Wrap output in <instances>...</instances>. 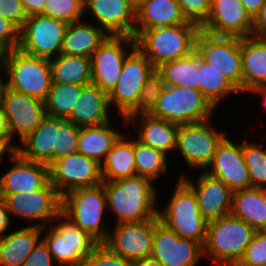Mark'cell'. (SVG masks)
Segmentation results:
<instances>
[{
	"label": "cell",
	"instance_id": "6da1fadb",
	"mask_svg": "<svg viewBox=\"0 0 266 266\" xmlns=\"http://www.w3.org/2000/svg\"><path fill=\"white\" fill-rule=\"evenodd\" d=\"M102 183L107 207L117 216L116 224L136 223L158 216L157 188L150 179L136 175Z\"/></svg>",
	"mask_w": 266,
	"mask_h": 266
},
{
	"label": "cell",
	"instance_id": "7a4b0ae2",
	"mask_svg": "<svg viewBox=\"0 0 266 266\" xmlns=\"http://www.w3.org/2000/svg\"><path fill=\"white\" fill-rule=\"evenodd\" d=\"M200 27L192 22L144 30L135 40L136 47L157 69L166 62L183 58L195 51Z\"/></svg>",
	"mask_w": 266,
	"mask_h": 266
},
{
	"label": "cell",
	"instance_id": "3957f363",
	"mask_svg": "<svg viewBox=\"0 0 266 266\" xmlns=\"http://www.w3.org/2000/svg\"><path fill=\"white\" fill-rule=\"evenodd\" d=\"M246 222L231 214L208 222L203 255L217 266H236L255 234Z\"/></svg>",
	"mask_w": 266,
	"mask_h": 266
},
{
	"label": "cell",
	"instance_id": "277c9868",
	"mask_svg": "<svg viewBox=\"0 0 266 266\" xmlns=\"http://www.w3.org/2000/svg\"><path fill=\"white\" fill-rule=\"evenodd\" d=\"M1 64L8 88L43 101L47 98L52 84L50 59L13 49L4 53Z\"/></svg>",
	"mask_w": 266,
	"mask_h": 266
},
{
	"label": "cell",
	"instance_id": "5b68a950",
	"mask_svg": "<svg viewBox=\"0 0 266 266\" xmlns=\"http://www.w3.org/2000/svg\"><path fill=\"white\" fill-rule=\"evenodd\" d=\"M158 217L180 238L192 239L204 245L208 222L199 211L194 190L181 177L166 208L162 212L158 211Z\"/></svg>",
	"mask_w": 266,
	"mask_h": 266
},
{
	"label": "cell",
	"instance_id": "8992f818",
	"mask_svg": "<svg viewBox=\"0 0 266 266\" xmlns=\"http://www.w3.org/2000/svg\"><path fill=\"white\" fill-rule=\"evenodd\" d=\"M107 198L103 183L92 187H80L62 196V212L78 227L103 243L111 232L101 223Z\"/></svg>",
	"mask_w": 266,
	"mask_h": 266
},
{
	"label": "cell",
	"instance_id": "52a82bcc",
	"mask_svg": "<svg viewBox=\"0 0 266 266\" xmlns=\"http://www.w3.org/2000/svg\"><path fill=\"white\" fill-rule=\"evenodd\" d=\"M214 109L198 89L165 85L150 115L185 125L209 120Z\"/></svg>",
	"mask_w": 266,
	"mask_h": 266
},
{
	"label": "cell",
	"instance_id": "ba28073f",
	"mask_svg": "<svg viewBox=\"0 0 266 266\" xmlns=\"http://www.w3.org/2000/svg\"><path fill=\"white\" fill-rule=\"evenodd\" d=\"M56 219L60 221L42 238L49 252L58 266H83L85 259L100 243L63 212Z\"/></svg>",
	"mask_w": 266,
	"mask_h": 266
},
{
	"label": "cell",
	"instance_id": "9c48e42d",
	"mask_svg": "<svg viewBox=\"0 0 266 266\" xmlns=\"http://www.w3.org/2000/svg\"><path fill=\"white\" fill-rule=\"evenodd\" d=\"M195 51L243 92L241 38L214 36L200 30L195 41Z\"/></svg>",
	"mask_w": 266,
	"mask_h": 266
},
{
	"label": "cell",
	"instance_id": "30bf717a",
	"mask_svg": "<svg viewBox=\"0 0 266 266\" xmlns=\"http://www.w3.org/2000/svg\"><path fill=\"white\" fill-rule=\"evenodd\" d=\"M128 52L119 79L108 93L110 106L116 105L123 121L137 106L142 87L147 77L155 70L152 63L137 47Z\"/></svg>",
	"mask_w": 266,
	"mask_h": 266
},
{
	"label": "cell",
	"instance_id": "8fae6325",
	"mask_svg": "<svg viewBox=\"0 0 266 266\" xmlns=\"http://www.w3.org/2000/svg\"><path fill=\"white\" fill-rule=\"evenodd\" d=\"M67 23L53 17L33 15L27 17L20 29V50L33 56L52 59L62 51Z\"/></svg>",
	"mask_w": 266,
	"mask_h": 266
},
{
	"label": "cell",
	"instance_id": "7c38bea8",
	"mask_svg": "<svg viewBox=\"0 0 266 266\" xmlns=\"http://www.w3.org/2000/svg\"><path fill=\"white\" fill-rule=\"evenodd\" d=\"M210 119L200 123L179 125L176 149L186 164L195 169H206L211 163L217 146L226 137V133L216 131L210 125Z\"/></svg>",
	"mask_w": 266,
	"mask_h": 266
},
{
	"label": "cell",
	"instance_id": "4fadbf2b",
	"mask_svg": "<svg viewBox=\"0 0 266 266\" xmlns=\"http://www.w3.org/2000/svg\"><path fill=\"white\" fill-rule=\"evenodd\" d=\"M135 47L134 37L109 35L90 57L91 84L109 93L116 85L128 55L125 49H134Z\"/></svg>",
	"mask_w": 266,
	"mask_h": 266
},
{
	"label": "cell",
	"instance_id": "5bb4252c",
	"mask_svg": "<svg viewBox=\"0 0 266 266\" xmlns=\"http://www.w3.org/2000/svg\"><path fill=\"white\" fill-rule=\"evenodd\" d=\"M0 197L10 215H17L29 222H51L62 212V196L50 182L33 192L0 194Z\"/></svg>",
	"mask_w": 266,
	"mask_h": 266
},
{
	"label": "cell",
	"instance_id": "9a60e30c",
	"mask_svg": "<svg viewBox=\"0 0 266 266\" xmlns=\"http://www.w3.org/2000/svg\"><path fill=\"white\" fill-rule=\"evenodd\" d=\"M49 182L61 196L76 188L98 185L103 182L101 164L79 152L70 154L49 165Z\"/></svg>",
	"mask_w": 266,
	"mask_h": 266
},
{
	"label": "cell",
	"instance_id": "2e32d148",
	"mask_svg": "<svg viewBox=\"0 0 266 266\" xmlns=\"http://www.w3.org/2000/svg\"><path fill=\"white\" fill-rule=\"evenodd\" d=\"M154 234L155 218L116 224L113 232L108 233L102 244L114 254L136 261L151 255Z\"/></svg>",
	"mask_w": 266,
	"mask_h": 266
},
{
	"label": "cell",
	"instance_id": "e0dca14e",
	"mask_svg": "<svg viewBox=\"0 0 266 266\" xmlns=\"http://www.w3.org/2000/svg\"><path fill=\"white\" fill-rule=\"evenodd\" d=\"M202 255L203 246L198 241L180 238L155 217L151 257L163 266H195Z\"/></svg>",
	"mask_w": 266,
	"mask_h": 266
},
{
	"label": "cell",
	"instance_id": "ac0fdd59",
	"mask_svg": "<svg viewBox=\"0 0 266 266\" xmlns=\"http://www.w3.org/2000/svg\"><path fill=\"white\" fill-rule=\"evenodd\" d=\"M1 105L12 137L18 133L20 142L32 133L47 116L43 100L17 92L7 86Z\"/></svg>",
	"mask_w": 266,
	"mask_h": 266
},
{
	"label": "cell",
	"instance_id": "d6986e66",
	"mask_svg": "<svg viewBox=\"0 0 266 266\" xmlns=\"http://www.w3.org/2000/svg\"><path fill=\"white\" fill-rule=\"evenodd\" d=\"M200 30L214 36L251 37L253 19L240 0H212L210 14Z\"/></svg>",
	"mask_w": 266,
	"mask_h": 266
},
{
	"label": "cell",
	"instance_id": "ffe728a7",
	"mask_svg": "<svg viewBox=\"0 0 266 266\" xmlns=\"http://www.w3.org/2000/svg\"><path fill=\"white\" fill-rule=\"evenodd\" d=\"M204 171L223 181L233 192L251 188L249 170L242 153V144L233 143L227 136L217 146L211 163Z\"/></svg>",
	"mask_w": 266,
	"mask_h": 266
},
{
	"label": "cell",
	"instance_id": "44dd1931",
	"mask_svg": "<svg viewBox=\"0 0 266 266\" xmlns=\"http://www.w3.org/2000/svg\"><path fill=\"white\" fill-rule=\"evenodd\" d=\"M181 178L194 190L199 211L207 222L231 213L233 191L223 181L205 171L198 176L197 184L186 175Z\"/></svg>",
	"mask_w": 266,
	"mask_h": 266
},
{
	"label": "cell",
	"instance_id": "7402d4cb",
	"mask_svg": "<svg viewBox=\"0 0 266 266\" xmlns=\"http://www.w3.org/2000/svg\"><path fill=\"white\" fill-rule=\"evenodd\" d=\"M12 167L0 177V194L33 192L49 182V166L11 152Z\"/></svg>",
	"mask_w": 266,
	"mask_h": 266
},
{
	"label": "cell",
	"instance_id": "603a6c76",
	"mask_svg": "<svg viewBox=\"0 0 266 266\" xmlns=\"http://www.w3.org/2000/svg\"><path fill=\"white\" fill-rule=\"evenodd\" d=\"M84 9L109 35L134 37L135 6L129 0H86Z\"/></svg>",
	"mask_w": 266,
	"mask_h": 266
},
{
	"label": "cell",
	"instance_id": "cb8c5ba5",
	"mask_svg": "<svg viewBox=\"0 0 266 266\" xmlns=\"http://www.w3.org/2000/svg\"><path fill=\"white\" fill-rule=\"evenodd\" d=\"M187 22L177 0H144L135 7L134 38L144 30Z\"/></svg>",
	"mask_w": 266,
	"mask_h": 266
},
{
	"label": "cell",
	"instance_id": "d4e9b609",
	"mask_svg": "<svg viewBox=\"0 0 266 266\" xmlns=\"http://www.w3.org/2000/svg\"><path fill=\"white\" fill-rule=\"evenodd\" d=\"M47 224L30 225L0 238V266H22Z\"/></svg>",
	"mask_w": 266,
	"mask_h": 266
},
{
	"label": "cell",
	"instance_id": "484cf974",
	"mask_svg": "<svg viewBox=\"0 0 266 266\" xmlns=\"http://www.w3.org/2000/svg\"><path fill=\"white\" fill-rule=\"evenodd\" d=\"M108 93L94 84L83 87L80 99L68 117L78 127L97 126L109 122Z\"/></svg>",
	"mask_w": 266,
	"mask_h": 266
},
{
	"label": "cell",
	"instance_id": "4316f807",
	"mask_svg": "<svg viewBox=\"0 0 266 266\" xmlns=\"http://www.w3.org/2000/svg\"><path fill=\"white\" fill-rule=\"evenodd\" d=\"M58 127L59 118L47 115L41 124L20 142L24 147H18L16 152L27 160L49 166L53 163V147Z\"/></svg>",
	"mask_w": 266,
	"mask_h": 266
},
{
	"label": "cell",
	"instance_id": "83f0119b",
	"mask_svg": "<svg viewBox=\"0 0 266 266\" xmlns=\"http://www.w3.org/2000/svg\"><path fill=\"white\" fill-rule=\"evenodd\" d=\"M83 21L68 24L61 54L91 57L109 34L101 27Z\"/></svg>",
	"mask_w": 266,
	"mask_h": 266
},
{
	"label": "cell",
	"instance_id": "f1b7e54d",
	"mask_svg": "<svg viewBox=\"0 0 266 266\" xmlns=\"http://www.w3.org/2000/svg\"><path fill=\"white\" fill-rule=\"evenodd\" d=\"M243 92L266 85V39L241 38Z\"/></svg>",
	"mask_w": 266,
	"mask_h": 266
},
{
	"label": "cell",
	"instance_id": "f546056e",
	"mask_svg": "<svg viewBox=\"0 0 266 266\" xmlns=\"http://www.w3.org/2000/svg\"><path fill=\"white\" fill-rule=\"evenodd\" d=\"M140 117L141 128L137 140L140 143L162 151L168 156L170 150L176 148V139L179 125L164 119L153 117L150 114H142L132 118H125L126 124ZM138 118V119H137Z\"/></svg>",
	"mask_w": 266,
	"mask_h": 266
},
{
	"label": "cell",
	"instance_id": "4dcf8cb0",
	"mask_svg": "<svg viewBox=\"0 0 266 266\" xmlns=\"http://www.w3.org/2000/svg\"><path fill=\"white\" fill-rule=\"evenodd\" d=\"M121 135L110 121L97 126L79 127L78 152L102 164Z\"/></svg>",
	"mask_w": 266,
	"mask_h": 266
},
{
	"label": "cell",
	"instance_id": "1f68e13d",
	"mask_svg": "<svg viewBox=\"0 0 266 266\" xmlns=\"http://www.w3.org/2000/svg\"><path fill=\"white\" fill-rule=\"evenodd\" d=\"M101 175L103 181L136 176L134 140L127 141L124 135L117 139L101 164Z\"/></svg>",
	"mask_w": 266,
	"mask_h": 266
},
{
	"label": "cell",
	"instance_id": "d6a6232c",
	"mask_svg": "<svg viewBox=\"0 0 266 266\" xmlns=\"http://www.w3.org/2000/svg\"><path fill=\"white\" fill-rule=\"evenodd\" d=\"M230 214L256 231L266 230V203L258 188L251 187L233 192Z\"/></svg>",
	"mask_w": 266,
	"mask_h": 266
},
{
	"label": "cell",
	"instance_id": "836d02e7",
	"mask_svg": "<svg viewBox=\"0 0 266 266\" xmlns=\"http://www.w3.org/2000/svg\"><path fill=\"white\" fill-rule=\"evenodd\" d=\"M52 83L91 84V60L89 57L60 54L50 59Z\"/></svg>",
	"mask_w": 266,
	"mask_h": 266
},
{
	"label": "cell",
	"instance_id": "e575fe53",
	"mask_svg": "<svg viewBox=\"0 0 266 266\" xmlns=\"http://www.w3.org/2000/svg\"><path fill=\"white\" fill-rule=\"evenodd\" d=\"M157 70L161 73L167 86L187 87L200 90L199 54L190 55L162 64Z\"/></svg>",
	"mask_w": 266,
	"mask_h": 266
},
{
	"label": "cell",
	"instance_id": "d590c367",
	"mask_svg": "<svg viewBox=\"0 0 266 266\" xmlns=\"http://www.w3.org/2000/svg\"><path fill=\"white\" fill-rule=\"evenodd\" d=\"M83 87L77 84L52 83L44 100L47 115L68 118L80 99Z\"/></svg>",
	"mask_w": 266,
	"mask_h": 266
},
{
	"label": "cell",
	"instance_id": "8d00e7d4",
	"mask_svg": "<svg viewBox=\"0 0 266 266\" xmlns=\"http://www.w3.org/2000/svg\"><path fill=\"white\" fill-rule=\"evenodd\" d=\"M199 71L200 91L214 107H217L218 103L230 93L240 92L218 70L211 67L200 56Z\"/></svg>",
	"mask_w": 266,
	"mask_h": 266
},
{
	"label": "cell",
	"instance_id": "74e56055",
	"mask_svg": "<svg viewBox=\"0 0 266 266\" xmlns=\"http://www.w3.org/2000/svg\"><path fill=\"white\" fill-rule=\"evenodd\" d=\"M134 162L136 175L152 182L167 171V155L134 139Z\"/></svg>",
	"mask_w": 266,
	"mask_h": 266
},
{
	"label": "cell",
	"instance_id": "f35d334b",
	"mask_svg": "<svg viewBox=\"0 0 266 266\" xmlns=\"http://www.w3.org/2000/svg\"><path fill=\"white\" fill-rule=\"evenodd\" d=\"M242 153L249 170L251 187L266 186V149L247 140L242 144Z\"/></svg>",
	"mask_w": 266,
	"mask_h": 266
},
{
	"label": "cell",
	"instance_id": "ab89813d",
	"mask_svg": "<svg viewBox=\"0 0 266 266\" xmlns=\"http://www.w3.org/2000/svg\"><path fill=\"white\" fill-rule=\"evenodd\" d=\"M164 86L165 84L161 73L155 69L147 77L146 83L142 87L137 106L125 118H132L142 114H150L154 110Z\"/></svg>",
	"mask_w": 266,
	"mask_h": 266
},
{
	"label": "cell",
	"instance_id": "60d3db41",
	"mask_svg": "<svg viewBox=\"0 0 266 266\" xmlns=\"http://www.w3.org/2000/svg\"><path fill=\"white\" fill-rule=\"evenodd\" d=\"M79 127L68 118H59L53 147V163L57 160L78 152Z\"/></svg>",
	"mask_w": 266,
	"mask_h": 266
},
{
	"label": "cell",
	"instance_id": "b9f144b4",
	"mask_svg": "<svg viewBox=\"0 0 266 266\" xmlns=\"http://www.w3.org/2000/svg\"><path fill=\"white\" fill-rule=\"evenodd\" d=\"M84 12L83 0H47L44 15L71 24L80 21Z\"/></svg>",
	"mask_w": 266,
	"mask_h": 266
},
{
	"label": "cell",
	"instance_id": "7bdbcfd3",
	"mask_svg": "<svg viewBox=\"0 0 266 266\" xmlns=\"http://www.w3.org/2000/svg\"><path fill=\"white\" fill-rule=\"evenodd\" d=\"M236 266H266V230L255 232Z\"/></svg>",
	"mask_w": 266,
	"mask_h": 266
},
{
	"label": "cell",
	"instance_id": "ee69618b",
	"mask_svg": "<svg viewBox=\"0 0 266 266\" xmlns=\"http://www.w3.org/2000/svg\"><path fill=\"white\" fill-rule=\"evenodd\" d=\"M177 2L186 20L199 27L207 20L212 6V0H177Z\"/></svg>",
	"mask_w": 266,
	"mask_h": 266
},
{
	"label": "cell",
	"instance_id": "f6af8a7d",
	"mask_svg": "<svg viewBox=\"0 0 266 266\" xmlns=\"http://www.w3.org/2000/svg\"><path fill=\"white\" fill-rule=\"evenodd\" d=\"M83 266H133V261L114 254L100 243L85 259Z\"/></svg>",
	"mask_w": 266,
	"mask_h": 266
},
{
	"label": "cell",
	"instance_id": "bcb514c9",
	"mask_svg": "<svg viewBox=\"0 0 266 266\" xmlns=\"http://www.w3.org/2000/svg\"><path fill=\"white\" fill-rule=\"evenodd\" d=\"M0 48L6 52L20 48V28L0 15Z\"/></svg>",
	"mask_w": 266,
	"mask_h": 266
},
{
	"label": "cell",
	"instance_id": "7dc6e473",
	"mask_svg": "<svg viewBox=\"0 0 266 266\" xmlns=\"http://www.w3.org/2000/svg\"><path fill=\"white\" fill-rule=\"evenodd\" d=\"M0 15L20 29L28 17L21 0H0Z\"/></svg>",
	"mask_w": 266,
	"mask_h": 266
},
{
	"label": "cell",
	"instance_id": "c3c4849f",
	"mask_svg": "<svg viewBox=\"0 0 266 266\" xmlns=\"http://www.w3.org/2000/svg\"><path fill=\"white\" fill-rule=\"evenodd\" d=\"M53 256L49 252L47 244L41 239L30 252L22 266H54Z\"/></svg>",
	"mask_w": 266,
	"mask_h": 266
},
{
	"label": "cell",
	"instance_id": "681fc988",
	"mask_svg": "<svg viewBox=\"0 0 266 266\" xmlns=\"http://www.w3.org/2000/svg\"><path fill=\"white\" fill-rule=\"evenodd\" d=\"M12 134L9 129L7 117L0 104V142L9 150V153L17 151L18 145L11 144Z\"/></svg>",
	"mask_w": 266,
	"mask_h": 266
},
{
	"label": "cell",
	"instance_id": "f907efd6",
	"mask_svg": "<svg viewBox=\"0 0 266 266\" xmlns=\"http://www.w3.org/2000/svg\"><path fill=\"white\" fill-rule=\"evenodd\" d=\"M252 36L260 39H266V2L253 19Z\"/></svg>",
	"mask_w": 266,
	"mask_h": 266
},
{
	"label": "cell",
	"instance_id": "816d5d0a",
	"mask_svg": "<svg viewBox=\"0 0 266 266\" xmlns=\"http://www.w3.org/2000/svg\"><path fill=\"white\" fill-rule=\"evenodd\" d=\"M46 1L47 0H21L28 17L44 14Z\"/></svg>",
	"mask_w": 266,
	"mask_h": 266
},
{
	"label": "cell",
	"instance_id": "f5cc1de1",
	"mask_svg": "<svg viewBox=\"0 0 266 266\" xmlns=\"http://www.w3.org/2000/svg\"><path fill=\"white\" fill-rule=\"evenodd\" d=\"M9 211L5 205L3 198L0 197V238L4 235L10 224Z\"/></svg>",
	"mask_w": 266,
	"mask_h": 266
},
{
	"label": "cell",
	"instance_id": "db71d44e",
	"mask_svg": "<svg viewBox=\"0 0 266 266\" xmlns=\"http://www.w3.org/2000/svg\"><path fill=\"white\" fill-rule=\"evenodd\" d=\"M252 19L259 13L266 0H240Z\"/></svg>",
	"mask_w": 266,
	"mask_h": 266
},
{
	"label": "cell",
	"instance_id": "11a10c76",
	"mask_svg": "<svg viewBox=\"0 0 266 266\" xmlns=\"http://www.w3.org/2000/svg\"><path fill=\"white\" fill-rule=\"evenodd\" d=\"M133 266H163L158 260L149 256L133 261Z\"/></svg>",
	"mask_w": 266,
	"mask_h": 266
},
{
	"label": "cell",
	"instance_id": "9f6ffc18",
	"mask_svg": "<svg viewBox=\"0 0 266 266\" xmlns=\"http://www.w3.org/2000/svg\"><path fill=\"white\" fill-rule=\"evenodd\" d=\"M248 92H252V93H255L257 95H263L264 96V105L266 106V85L254 87Z\"/></svg>",
	"mask_w": 266,
	"mask_h": 266
},
{
	"label": "cell",
	"instance_id": "6f0895ef",
	"mask_svg": "<svg viewBox=\"0 0 266 266\" xmlns=\"http://www.w3.org/2000/svg\"><path fill=\"white\" fill-rule=\"evenodd\" d=\"M2 64H0V69L2 68ZM7 84L6 82H4L1 77H0V104L2 102V98H3V94H4V90L6 88Z\"/></svg>",
	"mask_w": 266,
	"mask_h": 266
},
{
	"label": "cell",
	"instance_id": "680465c9",
	"mask_svg": "<svg viewBox=\"0 0 266 266\" xmlns=\"http://www.w3.org/2000/svg\"><path fill=\"white\" fill-rule=\"evenodd\" d=\"M9 152V150L0 142V162L4 159H2L5 152Z\"/></svg>",
	"mask_w": 266,
	"mask_h": 266
},
{
	"label": "cell",
	"instance_id": "91938a15",
	"mask_svg": "<svg viewBox=\"0 0 266 266\" xmlns=\"http://www.w3.org/2000/svg\"><path fill=\"white\" fill-rule=\"evenodd\" d=\"M258 189L261 193V196H262L264 202L266 203V186L258 187Z\"/></svg>",
	"mask_w": 266,
	"mask_h": 266
},
{
	"label": "cell",
	"instance_id": "94428289",
	"mask_svg": "<svg viewBox=\"0 0 266 266\" xmlns=\"http://www.w3.org/2000/svg\"><path fill=\"white\" fill-rule=\"evenodd\" d=\"M135 7H137L144 0H129Z\"/></svg>",
	"mask_w": 266,
	"mask_h": 266
},
{
	"label": "cell",
	"instance_id": "6125c7cd",
	"mask_svg": "<svg viewBox=\"0 0 266 266\" xmlns=\"http://www.w3.org/2000/svg\"><path fill=\"white\" fill-rule=\"evenodd\" d=\"M4 51L0 48V64L2 63V59L4 57Z\"/></svg>",
	"mask_w": 266,
	"mask_h": 266
}]
</instances>
